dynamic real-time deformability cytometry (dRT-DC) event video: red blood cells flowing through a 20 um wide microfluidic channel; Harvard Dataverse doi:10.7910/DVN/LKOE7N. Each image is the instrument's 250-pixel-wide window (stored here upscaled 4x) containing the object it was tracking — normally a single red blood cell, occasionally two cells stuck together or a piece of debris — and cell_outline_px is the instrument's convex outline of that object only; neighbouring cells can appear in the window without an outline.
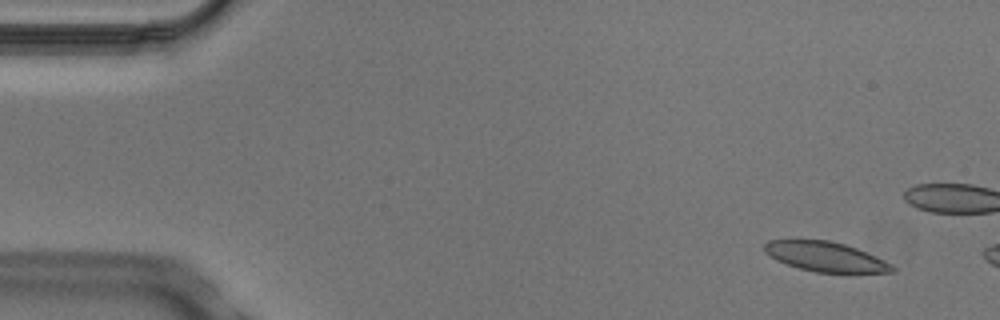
{"species": "Egyptian fruit bat (a non-hibernating species)", "species_latin": "Rousettus aegyptiacus", "temperature_condition": "cold", "stored_images_in_passage": 4, "camera_frame_rate_fps": 3000, "um_per_image_px": 0.085, "animal": {"sex": "male"}, "frame": {"image": 1, "passage_image": 2, "time_ms": 0.333, "image_size_px": [1000, 320], "cell_outline_px": [[896, 272], [816, 272], [800, 268], [776, 260], [764, 252], [764, 244], [768, 240], [828, 240], [844, 244], [856, 248], [884, 260], [892, 264], [896, 268]], "centroid_in_image_um": [70.16, 21.81], "position_along_channel_um": 14.8, "area_um2": 21.85}}